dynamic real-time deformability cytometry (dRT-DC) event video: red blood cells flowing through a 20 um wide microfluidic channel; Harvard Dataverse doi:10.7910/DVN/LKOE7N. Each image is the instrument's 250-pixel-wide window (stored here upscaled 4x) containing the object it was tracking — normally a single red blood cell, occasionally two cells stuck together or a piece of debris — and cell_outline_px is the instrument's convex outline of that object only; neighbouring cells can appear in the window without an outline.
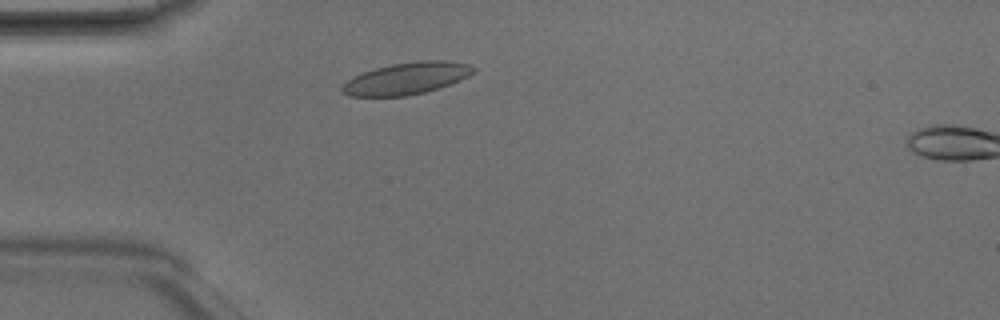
{"species": "Egyptian fruit bat (a non-hibernating species)", "species_latin": "Rousettus aegyptiacus", "temperature_condition": "room temperature", "stored_images_in_passage": 3, "camera_frame_rate_fps": 3000, "um_per_image_px": 0.085, "animal": {"sex": "male"}, "frame": {"image": 1, "passage_image": 2, "time_ms": 0.333, "image_size_px": [1000, 320], "cell_outline_px": [[476, 68], [468, 76], [440, 88], [408, 96], [348, 96], [340, 88], [348, 80], [364, 72], [376, 68], [392, 64], [420, 60], [448, 60], [468, 64]], "centroid_in_image_um": [34.58, 6.66], "position_along_channel_um": 50.4, "area_um2": 24.16}}